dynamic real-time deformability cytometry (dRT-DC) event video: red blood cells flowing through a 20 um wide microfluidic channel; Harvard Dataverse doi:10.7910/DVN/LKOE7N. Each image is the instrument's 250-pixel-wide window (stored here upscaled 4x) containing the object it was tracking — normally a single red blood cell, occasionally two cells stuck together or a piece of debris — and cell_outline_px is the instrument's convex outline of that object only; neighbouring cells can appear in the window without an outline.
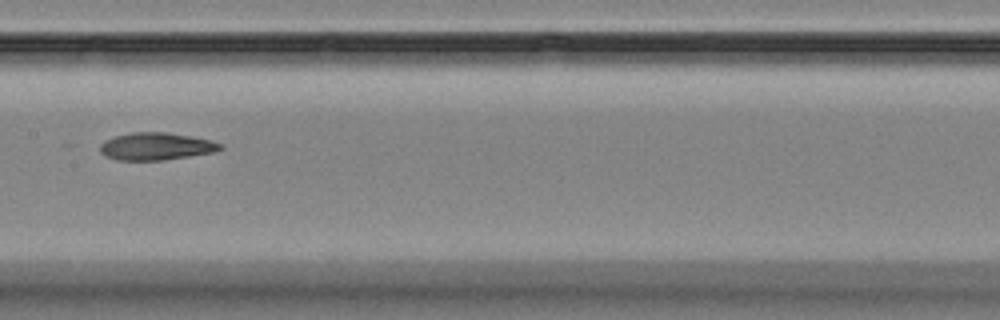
{"species": "Egyptian fruit bat (a non-hibernating species)", "species_latin": "Rousettus aegyptiacus", "temperature_condition": "room temperature", "stored_images_in_passage": 14, "camera_frame_rate_fps": 3000, "um_per_image_px": 0.085, "animal": {"sex": "female"}, "frame": {"image": 1, "passage_image": 8, "time_ms": 8.0, "image_size_px": [1000, 320], "cell_outline_px": [[224, 148], [216, 152], [164, 160], [116, 160], [104, 156], [100, 152], [100, 144], [104, 140], [116, 136], [132, 132], [168, 132], [192, 136], [212, 140], [224, 144]], "centroid_in_image_um": [13.3, 12.44], "position_along_channel_um": 194.1, "area_um2": 19.54}}
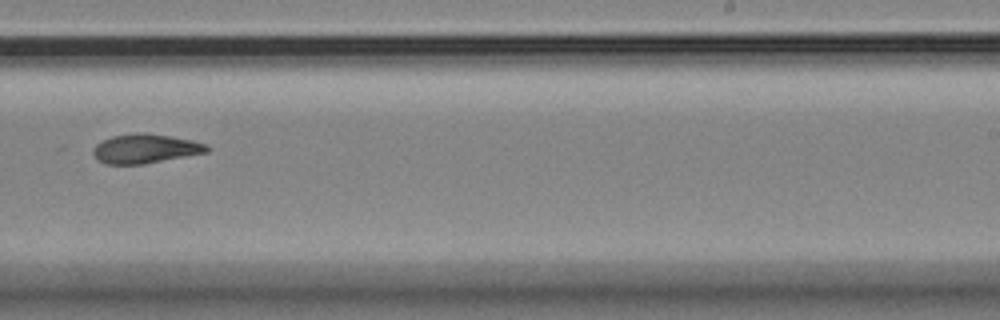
{"frame": {"image": 2, "passage_image": 10, "time_ms": 10.333, "image_size_px": [1000, 320], "cell_outline_px": [[208, 152], [144, 164], [104, 164], [92, 152], [92, 148], [96, 144], [112, 136], [136, 132], [144, 132], [172, 136], [192, 140], [208, 144]], "centroid_in_image_um": [12.36, 12.62], "position_along_channel_um": 276.6, "area_um2": 19.42}}
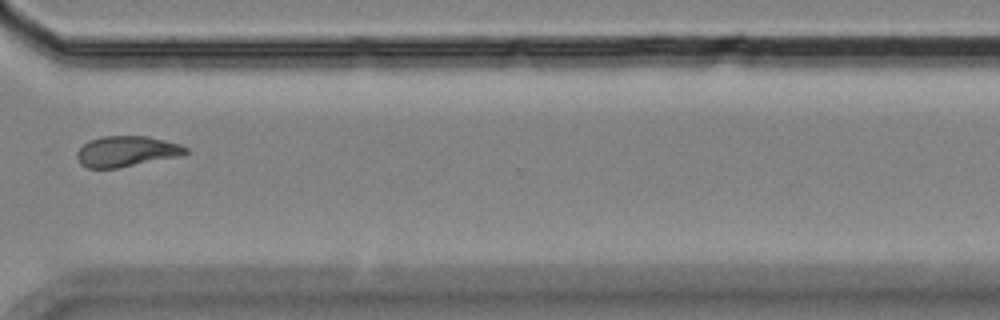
{"frame": {"image": 3, "passage_image": 12, "time_ms": 12.667, "image_size_px": [1000, 320], "cell_outline_px": [[188, 152], [184, 156], [116, 168], [88, 168], [80, 164], [76, 156], [76, 152], [88, 140], [104, 136], [148, 136], [180, 144], [188, 148]], "centroid_in_image_um": [10.78, 12.87], "position_along_channel_um": 359.8, "area_um2": 19.59}, "authors_computed_cell_mechanics": {"area_um2": 19.6231, "velocity_mm_per_s": 3.5669, "shape_relaxation_time_tau1_ms": 9.336, "shape_relaxation_time_tau2_ms": 4.8712, "deformation_change_tau1": 0.1806, "deformation_change_tau2": 0.1149}}